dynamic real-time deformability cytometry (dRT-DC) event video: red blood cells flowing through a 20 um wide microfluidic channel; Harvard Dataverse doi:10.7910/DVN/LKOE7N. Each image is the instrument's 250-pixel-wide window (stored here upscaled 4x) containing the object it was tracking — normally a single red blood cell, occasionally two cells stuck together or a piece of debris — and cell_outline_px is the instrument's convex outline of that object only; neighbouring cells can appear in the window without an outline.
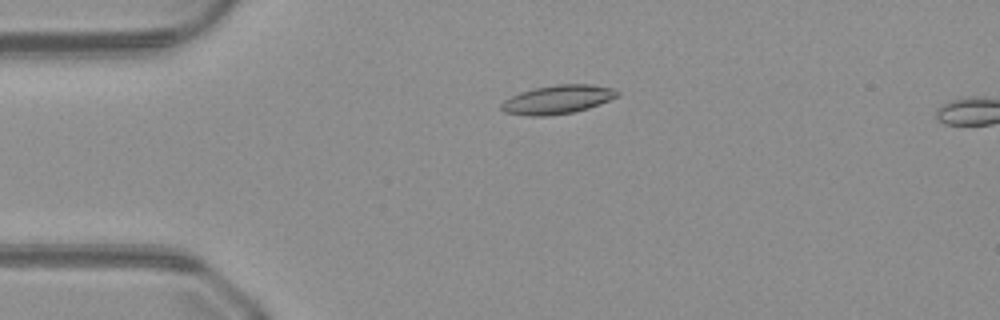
{"species": "common noctule bat (a hibernating species)", "species_latin": "Nyctalus noctula", "temperature_condition": "warm", "stored_images_in_passage": 51, "camera_frame_rate_fps": 3000, "um_per_image_px": 0.085, "animal": {"sex": "male", "body_mass_g": 23.1, "forearm_length_mm": 52.7}, "frame": {"image": 1, "passage_image": 12, "time_ms": 3.667, "image_size_px": [1000, 320], "cell_outline_px": [[620, 96], [588, 108], [572, 112], [548, 116], [528, 116], [504, 112], [500, 108], [500, 104], [504, 100], [520, 92], [532, 88], [556, 84], [592, 84], [612, 88], [620, 92]], "centroid_in_image_um": [47.39, 8.45], "position_along_channel_um": 37.6, "area_um2": 19.54}}
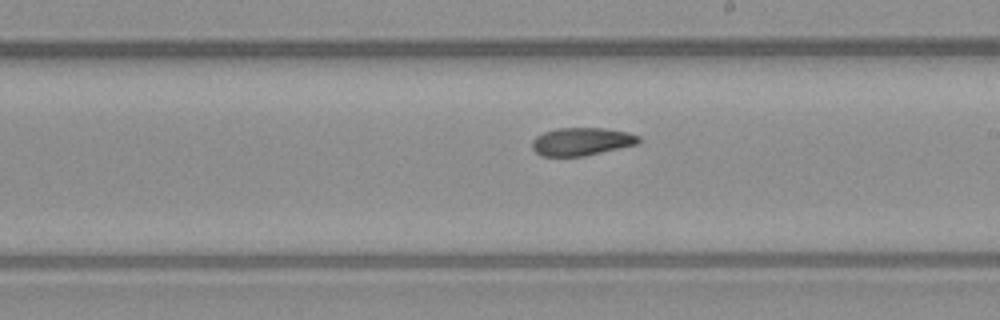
{"frame": {"image": 2, "passage_image": 29, "time_ms": 9.333, "image_size_px": [1000, 320], "cell_outline_px": [[640, 144], [584, 156], [540, 156], [532, 148], [532, 140], [536, 136], [544, 132], [556, 128], [604, 128], [628, 132], [640, 136]], "centroid_in_image_um": [49.45, 12.03], "position_along_channel_um": 239.5, "area_um2": 17.51}}
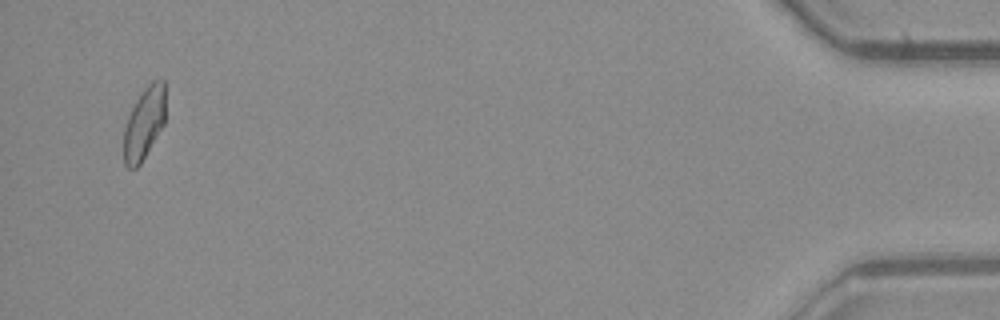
{"frame": {"image": 3, "passage_image": 49, "time_ms": 16.0, "image_size_px": [1000, 320], "cell_outline_px": [[164, 124], [140, 164], [136, 168], [128, 168], [124, 164], [124, 128], [128, 116], [140, 92], [152, 80], [164, 80]], "centroid_in_image_um": [12.24, 10.47], "position_along_channel_um": 423.0, "area_um2": 17.34}}